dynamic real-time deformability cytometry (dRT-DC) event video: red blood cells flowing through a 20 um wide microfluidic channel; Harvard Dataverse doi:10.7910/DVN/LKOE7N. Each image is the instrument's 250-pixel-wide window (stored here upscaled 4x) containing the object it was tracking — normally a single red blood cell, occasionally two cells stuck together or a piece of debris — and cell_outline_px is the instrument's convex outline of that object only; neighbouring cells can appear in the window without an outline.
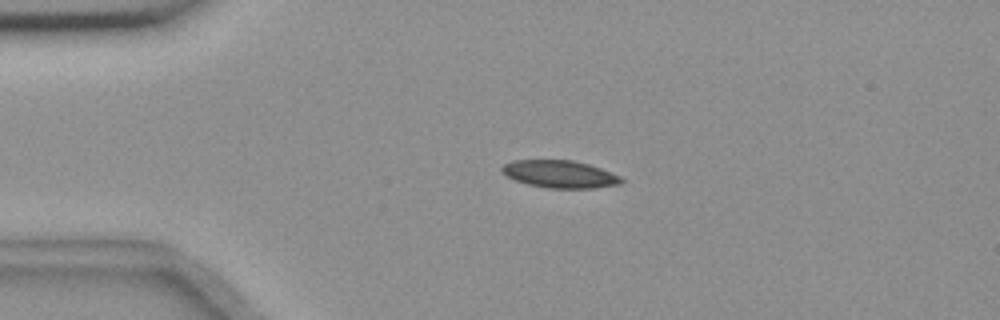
{"species": "common noctule bat (a hibernating species)", "species_latin": "Nyctalus noctula", "temperature_condition": "room temperature", "stored_images_in_passage": 43, "camera_frame_rate_fps": 3000, "um_per_image_px": 0.085, "animal": {"sex": "female", "body_mass_g": 18.4}, "frame": {"image": 1, "passage_image": 7, "time_ms": 2.0, "image_size_px": [1000, 320], "cell_outline_px": [[624, 180], [620, 184], [592, 188], [548, 188], [528, 184], [516, 180], [508, 176], [500, 168], [504, 164], [512, 160], [572, 160], [588, 164], [612, 172], [620, 176]], "centroid_in_image_um": [47.61, 14.79], "position_along_channel_um": 37.4, "area_um2": 18.96}}
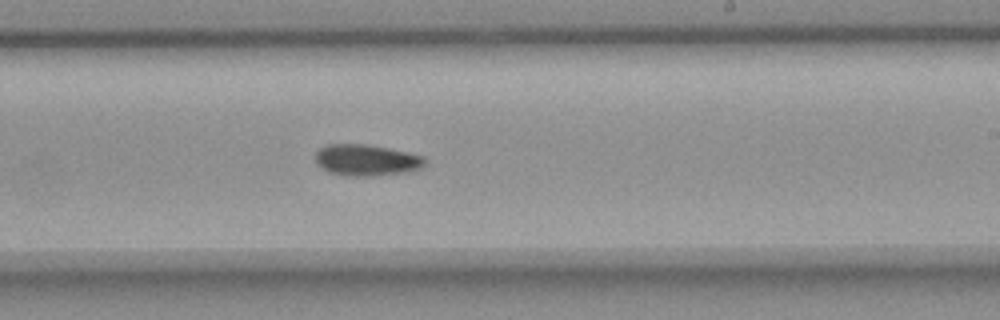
{"frame": {"image": 2, "passage_image": 28, "time_ms": 9.0, "image_size_px": [1000, 320], "cell_outline_px": [[424, 164], [420, 168], [404, 172], [368, 176], [352, 176], [328, 172], [316, 160], [316, 152], [320, 148], [328, 144], [368, 144], [408, 152], [424, 156]], "centroid_in_image_um": [31.15, 13.59], "position_along_channel_um": 257.9, "area_um2": 19.65}}
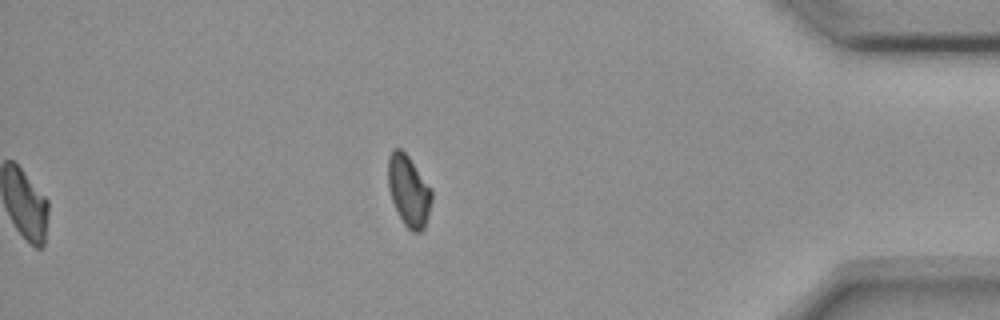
{"frame": {"image": 3, "passage_image": 43, "time_ms": 14.0, "image_size_px": [1000, 320], "cell_outline_px": [[432, 200], [428, 216], [424, 228], [420, 232], [412, 232], [404, 224], [392, 200], [388, 188], [388, 156], [392, 148], [400, 148], [408, 156], [432, 188]], "centroid_in_image_um": [34.74, 16.2], "position_along_channel_um": 400.5, "area_um2": 18.09}, "authors_computed_cell_mechanics": {"area_um2": 19.4786, "velocity_mm_per_s": 3.6316, "shape_relaxation_time_tau1_ms": 9.3624, "shape_relaxation_time_tau2_ms": null, "deformation_change_tau1": 0.1649, "deformation_change_tau2": null}}